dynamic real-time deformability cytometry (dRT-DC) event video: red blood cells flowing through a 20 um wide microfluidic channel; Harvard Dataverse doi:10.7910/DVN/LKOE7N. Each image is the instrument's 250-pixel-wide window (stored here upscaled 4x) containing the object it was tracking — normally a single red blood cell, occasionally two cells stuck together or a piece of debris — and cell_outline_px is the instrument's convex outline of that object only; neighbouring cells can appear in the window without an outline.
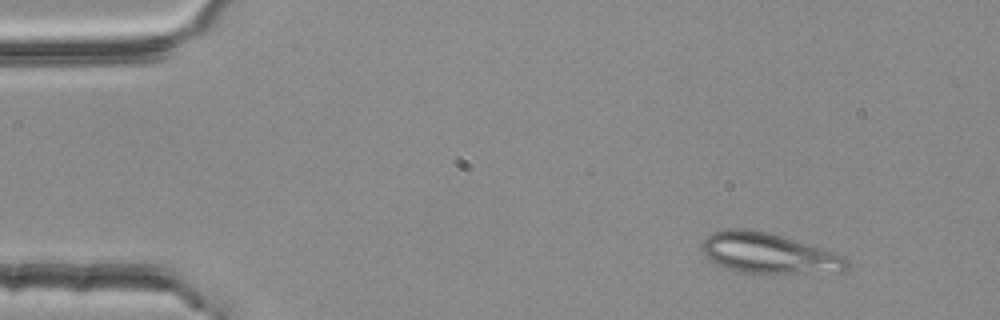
{"species": "common noctule bat (a hibernating species)", "species_latin": "Nyctalus noctula", "temperature_condition": "room temperature", "stored_images_in_passage": 2, "camera_frame_rate_fps": 3000, "um_per_image_px": 0.085, "animal": {"sex": "female", "body_mass_g": 25.1}, "frame": {"image": 1, "passage_image": 1, "time_ms": 0.0, "image_size_px": [1000, 320], "cell_outline_px": [[848, 268], [840, 272], [740, 272], [728, 268], [712, 260], [700, 248], [700, 244], [712, 232], [728, 228], [748, 228], [768, 232], [844, 256], [848, 260]], "centroid_in_image_um": [65.3, 21.5], "position_along_channel_um": 19.7, "area_um2": 33.23}}